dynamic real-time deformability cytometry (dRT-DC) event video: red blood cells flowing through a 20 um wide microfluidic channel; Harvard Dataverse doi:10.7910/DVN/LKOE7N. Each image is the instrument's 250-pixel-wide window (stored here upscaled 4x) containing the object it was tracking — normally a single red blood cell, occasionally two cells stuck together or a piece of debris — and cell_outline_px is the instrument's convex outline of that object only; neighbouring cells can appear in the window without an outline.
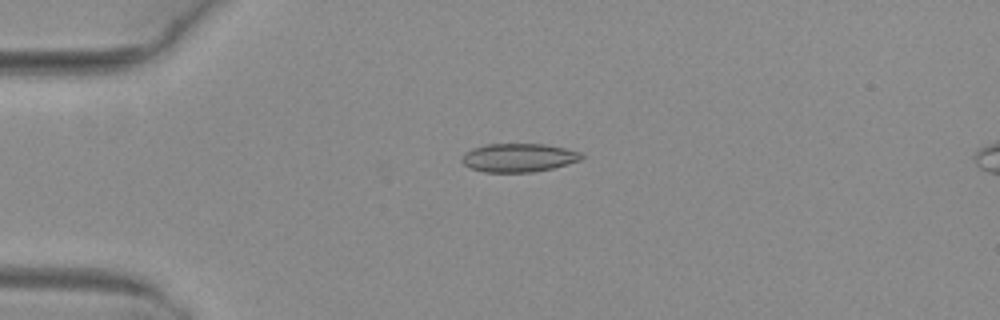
{"species": "common noctule bat (a hibernating species)", "species_latin": "Nyctalus noctula", "temperature_condition": "warm", "stored_images_in_passage": 52, "camera_frame_rate_fps": 3000, "um_per_image_px": 0.085, "animal": {"sex": "female", "body_mass_g": 29.2, "forearm_length_mm": 56.3}, "frame": {"image": 1, "passage_image": 14, "time_ms": 4.333, "image_size_px": [1000, 320], "cell_outline_px": [[584, 156], [580, 160], [568, 164], [552, 168], [532, 172], [484, 172], [468, 168], [460, 160], [464, 152], [472, 148], [488, 144], [544, 144], [584, 152]], "centroid_in_image_um": [44.07, 13.4], "position_along_channel_um": 40.9, "area_um2": 20.06}}
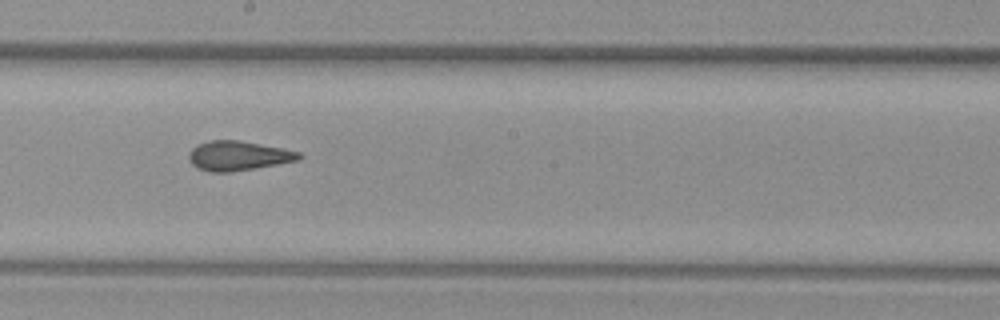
{"frame": {"image": 2, "passage_image": 30, "time_ms": 9.667, "image_size_px": [1000, 320], "cell_outline_px": [[304, 156], [300, 160], [256, 168], [232, 172], [208, 172], [196, 168], [188, 160], [188, 156], [192, 148], [208, 140], [240, 140], [284, 148], [300, 152]], "centroid_in_image_um": [20.27, 13.24], "position_along_channel_um": 227.9, "area_um2": 19.25}}
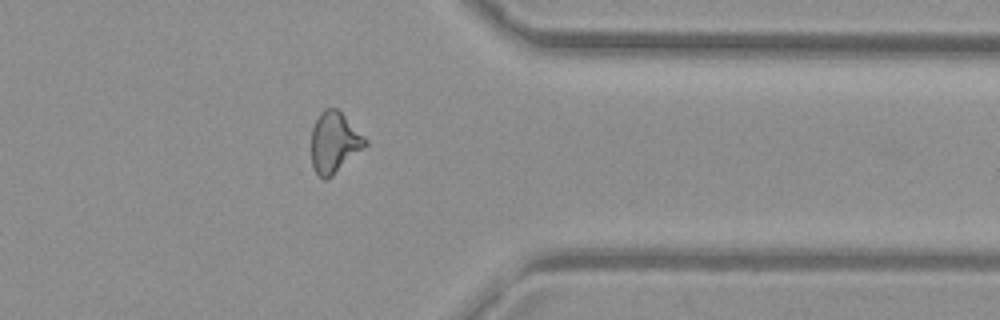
{"frame": {"image": 3, "passage_image": 42, "time_ms": 13.667, "image_size_px": [1000, 320], "cell_outline_px": [[368, 144], [364, 148], [332, 176], [324, 180], [312, 168], [312, 128], [320, 112], [324, 108], [336, 108], [368, 140]], "centroid_in_image_um": [28.41, 12.11], "position_along_channel_um": 383.0, "area_um2": 18.9}, "authors_computed_cell_mechanics": {"area_um2": 19.363, "velocity_mm_per_s": 4.1068, "shape_relaxation_time_tau1_ms": null, "shape_relaxation_time_tau2_ms": 1.6998, "deformation_change_tau1": null, "deformation_change_tau2": 0.0693}}